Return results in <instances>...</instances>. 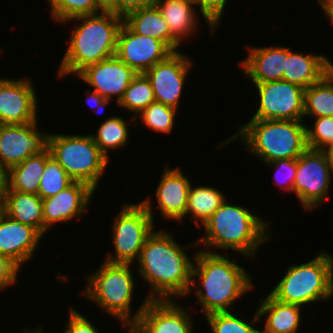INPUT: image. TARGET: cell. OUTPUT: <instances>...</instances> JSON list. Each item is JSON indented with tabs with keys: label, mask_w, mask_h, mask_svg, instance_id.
<instances>
[{
	"label": "cell",
	"mask_w": 333,
	"mask_h": 333,
	"mask_svg": "<svg viewBox=\"0 0 333 333\" xmlns=\"http://www.w3.org/2000/svg\"><path fill=\"white\" fill-rule=\"evenodd\" d=\"M173 237L164 228L154 230L141 249L136 268L150 288L148 300H178L189 291L194 259Z\"/></svg>",
	"instance_id": "obj_1"
},
{
	"label": "cell",
	"mask_w": 333,
	"mask_h": 333,
	"mask_svg": "<svg viewBox=\"0 0 333 333\" xmlns=\"http://www.w3.org/2000/svg\"><path fill=\"white\" fill-rule=\"evenodd\" d=\"M194 252L191 284L186 296L196 295L204 316L232 311L237 299L254 289L251 274L236 260H230L229 253L223 255L199 248Z\"/></svg>",
	"instance_id": "obj_2"
},
{
	"label": "cell",
	"mask_w": 333,
	"mask_h": 333,
	"mask_svg": "<svg viewBox=\"0 0 333 333\" xmlns=\"http://www.w3.org/2000/svg\"><path fill=\"white\" fill-rule=\"evenodd\" d=\"M253 212L248 206L235 205L227 199L200 227L205 229L203 237L187 244L186 249L201 248L211 253H220L219 249L226 253L232 250L247 259H257L258 248L269 241L272 233L270 222Z\"/></svg>",
	"instance_id": "obj_3"
},
{
	"label": "cell",
	"mask_w": 333,
	"mask_h": 333,
	"mask_svg": "<svg viewBox=\"0 0 333 333\" xmlns=\"http://www.w3.org/2000/svg\"><path fill=\"white\" fill-rule=\"evenodd\" d=\"M73 22L70 40L57 70V77L76 75L88 65L115 55L117 36L123 17L105 10L93 15L68 19Z\"/></svg>",
	"instance_id": "obj_4"
},
{
	"label": "cell",
	"mask_w": 333,
	"mask_h": 333,
	"mask_svg": "<svg viewBox=\"0 0 333 333\" xmlns=\"http://www.w3.org/2000/svg\"><path fill=\"white\" fill-rule=\"evenodd\" d=\"M236 139L264 164L297 159L308 148L304 121L250 119L239 124L236 133L216 146L221 148Z\"/></svg>",
	"instance_id": "obj_5"
},
{
	"label": "cell",
	"mask_w": 333,
	"mask_h": 333,
	"mask_svg": "<svg viewBox=\"0 0 333 333\" xmlns=\"http://www.w3.org/2000/svg\"><path fill=\"white\" fill-rule=\"evenodd\" d=\"M100 265L96 271L86 277V286L81 294L85 295L86 301L96 303L101 311L118 322H135L148 299L145 297L135 313H132L135 285H137L133 264L109 263L103 260Z\"/></svg>",
	"instance_id": "obj_6"
},
{
	"label": "cell",
	"mask_w": 333,
	"mask_h": 333,
	"mask_svg": "<svg viewBox=\"0 0 333 333\" xmlns=\"http://www.w3.org/2000/svg\"><path fill=\"white\" fill-rule=\"evenodd\" d=\"M269 294L283 303L300 306L333 297V254L322 250L310 261L289 265Z\"/></svg>",
	"instance_id": "obj_7"
},
{
	"label": "cell",
	"mask_w": 333,
	"mask_h": 333,
	"mask_svg": "<svg viewBox=\"0 0 333 333\" xmlns=\"http://www.w3.org/2000/svg\"><path fill=\"white\" fill-rule=\"evenodd\" d=\"M46 147L73 181L98 190L109 160L101 153L91 134L47 133Z\"/></svg>",
	"instance_id": "obj_8"
},
{
	"label": "cell",
	"mask_w": 333,
	"mask_h": 333,
	"mask_svg": "<svg viewBox=\"0 0 333 333\" xmlns=\"http://www.w3.org/2000/svg\"><path fill=\"white\" fill-rule=\"evenodd\" d=\"M151 196L137 203H124L112 224L114 255L109 252L104 261L134 264L148 236L155 230L154 206Z\"/></svg>",
	"instance_id": "obj_9"
},
{
	"label": "cell",
	"mask_w": 333,
	"mask_h": 333,
	"mask_svg": "<svg viewBox=\"0 0 333 333\" xmlns=\"http://www.w3.org/2000/svg\"><path fill=\"white\" fill-rule=\"evenodd\" d=\"M332 172L325 151L307 148L297 158L293 193L304 211H313L328 199Z\"/></svg>",
	"instance_id": "obj_10"
},
{
	"label": "cell",
	"mask_w": 333,
	"mask_h": 333,
	"mask_svg": "<svg viewBox=\"0 0 333 333\" xmlns=\"http://www.w3.org/2000/svg\"><path fill=\"white\" fill-rule=\"evenodd\" d=\"M252 84L259 104L251 119L303 121L304 88L284 80Z\"/></svg>",
	"instance_id": "obj_11"
},
{
	"label": "cell",
	"mask_w": 333,
	"mask_h": 333,
	"mask_svg": "<svg viewBox=\"0 0 333 333\" xmlns=\"http://www.w3.org/2000/svg\"><path fill=\"white\" fill-rule=\"evenodd\" d=\"M193 63L191 57L175 51L144 73L151 83L156 102L179 109Z\"/></svg>",
	"instance_id": "obj_12"
},
{
	"label": "cell",
	"mask_w": 333,
	"mask_h": 333,
	"mask_svg": "<svg viewBox=\"0 0 333 333\" xmlns=\"http://www.w3.org/2000/svg\"><path fill=\"white\" fill-rule=\"evenodd\" d=\"M32 79L0 77V125L26 124L38 120L37 92Z\"/></svg>",
	"instance_id": "obj_13"
},
{
	"label": "cell",
	"mask_w": 333,
	"mask_h": 333,
	"mask_svg": "<svg viewBox=\"0 0 333 333\" xmlns=\"http://www.w3.org/2000/svg\"><path fill=\"white\" fill-rule=\"evenodd\" d=\"M172 53L163 41L137 34L122 23L115 55L137 74L145 73Z\"/></svg>",
	"instance_id": "obj_14"
},
{
	"label": "cell",
	"mask_w": 333,
	"mask_h": 333,
	"mask_svg": "<svg viewBox=\"0 0 333 333\" xmlns=\"http://www.w3.org/2000/svg\"><path fill=\"white\" fill-rule=\"evenodd\" d=\"M36 122L0 125V170L5 173L46 146V134Z\"/></svg>",
	"instance_id": "obj_15"
},
{
	"label": "cell",
	"mask_w": 333,
	"mask_h": 333,
	"mask_svg": "<svg viewBox=\"0 0 333 333\" xmlns=\"http://www.w3.org/2000/svg\"><path fill=\"white\" fill-rule=\"evenodd\" d=\"M94 193L88 184L73 181L56 195L42 199L43 237L56 224L79 220L87 212Z\"/></svg>",
	"instance_id": "obj_16"
},
{
	"label": "cell",
	"mask_w": 333,
	"mask_h": 333,
	"mask_svg": "<svg viewBox=\"0 0 333 333\" xmlns=\"http://www.w3.org/2000/svg\"><path fill=\"white\" fill-rule=\"evenodd\" d=\"M137 73L116 55L88 65L76 76L105 99L117 104Z\"/></svg>",
	"instance_id": "obj_17"
},
{
	"label": "cell",
	"mask_w": 333,
	"mask_h": 333,
	"mask_svg": "<svg viewBox=\"0 0 333 333\" xmlns=\"http://www.w3.org/2000/svg\"><path fill=\"white\" fill-rule=\"evenodd\" d=\"M190 315L177 300H148L135 323L143 333H194Z\"/></svg>",
	"instance_id": "obj_18"
},
{
	"label": "cell",
	"mask_w": 333,
	"mask_h": 333,
	"mask_svg": "<svg viewBox=\"0 0 333 333\" xmlns=\"http://www.w3.org/2000/svg\"><path fill=\"white\" fill-rule=\"evenodd\" d=\"M164 167L155 189L157 208L163 219L176 220L180 223L185 219L188 192L193 182L178 166L176 168Z\"/></svg>",
	"instance_id": "obj_19"
},
{
	"label": "cell",
	"mask_w": 333,
	"mask_h": 333,
	"mask_svg": "<svg viewBox=\"0 0 333 333\" xmlns=\"http://www.w3.org/2000/svg\"><path fill=\"white\" fill-rule=\"evenodd\" d=\"M43 236L34 228L0 214V254L20 268L33 259Z\"/></svg>",
	"instance_id": "obj_20"
},
{
	"label": "cell",
	"mask_w": 333,
	"mask_h": 333,
	"mask_svg": "<svg viewBox=\"0 0 333 333\" xmlns=\"http://www.w3.org/2000/svg\"><path fill=\"white\" fill-rule=\"evenodd\" d=\"M247 57L239 62L242 74L253 83H264L283 79L286 65V47L247 46Z\"/></svg>",
	"instance_id": "obj_21"
},
{
	"label": "cell",
	"mask_w": 333,
	"mask_h": 333,
	"mask_svg": "<svg viewBox=\"0 0 333 333\" xmlns=\"http://www.w3.org/2000/svg\"><path fill=\"white\" fill-rule=\"evenodd\" d=\"M155 4L160 9L163 18L168 24L170 34L180 43L189 40L200 26L199 19L201 14L207 26H209L211 36L217 30L216 27L203 15L197 13L194 0H155ZM195 6V7H194ZM199 16V17H198ZM199 24V25H198ZM190 37V38H189Z\"/></svg>",
	"instance_id": "obj_22"
},
{
	"label": "cell",
	"mask_w": 333,
	"mask_h": 333,
	"mask_svg": "<svg viewBox=\"0 0 333 333\" xmlns=\"http://www.w3.org/2000/svg\"><path fill=\"white\" fill-rule=\"evenodd\" d=\"M329 58L324 54L295 52L286 47V65L283 79L306 89L328 73Z\"/></svg>",
	"instance_id": "obj_23"
},
{
	"label": "cell",
	"mask_w": 333,
	"mask_h": 333,
	"mask_svg": "<svg viewBox=\"0 0 333 333\" xmlns=\"http://www.w3.org/2000/svg\"><path fill=\"white\" fill-rule=\"evenodd\" d=\"M256 308L259 319L266 321L261 333L299 332L303 306L280 302L268 293Z\"/></svg>",
	"instance_id": "obj_24"
},
{
	"label": "cell",
	"mask_w": 333,
	"mask_h": 333,
	"mask_svg": "<svg viewBox=\"0 0 333 333\" xmlns=\"http://www.w3.org/2000/svg\"><path fill=\"white\" fill-rule=\"evenodd\" d=\"M50 157L51 153L45 146L38 153L10 167L4 173L2 191H20L38 195L40 180L46 161Z\"/></svg>",
	"instance_id": "obj_25"
},
{
	"label": "cell",
	"mask_w": 333,
	"mask_h": 333,
	"mask_svg": "<svg viewBox=\"0 0 333 333\" xmlns=\"http://www.w3.org/2000/svg\"><path fill=\"white\" fill-rule=\"evenodd\" d=\"M123 22L135 33L163 41L173 52L181 44L170 34L167 22L156 4L128 13Z\"/></svg>",
	"instance_id": "obj_26"
},
{
	"label": "cell",
	"mask_w": 333,
	"mask_h": 333,
	"mask_svg": "<svg viewBox=\"0 0 333 333\" xmlns=\"http://www.w3.org/2000/svg\"><path fill=\"white\" fill-rule=\"evenodd\" d=\"M3 213L13 220L34 227L43 236V203L35 194L2 191Z\"/></svg>",
	"instance_id": "obj_27"
},
{
	"label": "cell",
	"mask_w": 333,
	"mask_h": 333,
	"mask_svg": "<svg viewBox=\"0 0 333 333\" xmlns=\"http://www.w3.org/2000/svg\"><path fill=\"white\" fill-rule=\"evenodd\" d=\"M224 194L225 193L212 186H194L191 184L188 192L185 218L189 216V221L195 222L196 226L200 228L226 201L227 198Z\"/></svg>",
	"instance_id": "obj_28"
},
{
	"label": "cell",
	"mask_w": 333,
	"mask_h": 333,
	"mask_svg": "<svg viewBox=\"0 0 333 333\" xmlns=\"http://www.w3.org/2000/svg\"><path fill=\"white\" fill-rule=\"evenodd\" d=\"M129 121L121 116H117V114L116 116L113 115L100 124L96 133L91 134L101 153L108 160H110L109 152L116 151V149L118 150L119 148L121 149L129 143L128 140L131 135L129 129L131 128H129L130 126L128 125L134 123L133 127L135 128L136 118L132 116ZM131 121H133V123H131Z\"/></svg>",
	"instance_id": "obj_29"
},
{
	"label": "cell",
	"mask_w": 333,
	"mask_h": 333,
	"mask_svg": "<svg viewBox=\"0 0 333 333\" xmlns=\"http://www.w3.org/2000/svg\"><path fill=\"white\" fill-rule=\"evenodd\" d=\"M333 117V78L327 73L320 81L304 91V116Z\"/></svg>",
	"instance_id": "obj_30"
},
{
	"label": "cell",
	"mask_w": 333,
	"mask_h": 333,
	"mask_svg": "<svg viewBox=\"0 0 333 333\" xmlns=\"http://www.w3.org/2000/svg\"><path fill=\"white\" fill-rule=\"evenodd\" d=\"M153 102L155 97L151 83L144 73H139L133 78L116 105L133 113V117H137Z\"/></svg>",
	"instance_id": "obj_31"
},
{
	"label": "cell",
	"mask_w": 333,
	"mask_h": 333,
	"mask_svg": "<svg viewBox=\"0 0 333 333\" xmlns=\"http://www.w3.org/2000/svg\"><path fill=\"white\" fill-rule=\"evenodd\" d=\"M205 319L211 333H261V328L256 327L260 320L257 311L250 321L233 311L211 313Z\"/></svg>",
	"instance_id": "obj_32"
},
{
	"label": "cell",
	"mask_w": 333,
	"mask_h": 333,
	"mask_svg": "<svg viewBox=\"0 0 333 333\" xmlns=\"http://www.w3.org/2000/svg\"><path fill=\"white\" fill-rule=\"evenodd\" d=\"M177 111L174 107L155 101L135 117L136 126L139 125L137 120L140 119L144 128L147 127L152 132L170 134L176 124Z\"/></svg>",
	"instance_id": "obj_33"
},
{
	"label": "cell",
	"mask_w": 333,
	"mask_h": 333,
	"mask_svg": "<svg viewBox=\"0 0 333 333\" xmlns=\"http://www.w3.org/2000/svg\"><path fill=\"white\" fill-rule=\"evenodd\" d=\"M50 6V17L55 22L64 21L81 15H93L105 11L97 0H46Z\"/></svg>",
	"instance_id": "obj_34"
},
{
	"label": "cell",
	"mask_w": 333,
	"mask_h": 333,
	"mask_svg": "<svg viewBox=\"0 0 333 333\" xmlns=\"http://www.w3.org/2000/svg\"><path fill=\"white\" fill-rule=\"evenodd\" d=\"M72 182L73 180L61 165L54 158L50 157L46 161L40 180L38 196L41 199L52 197L68 187Z\"/></svg>",
	"instance_id": "obj_35"
},
{
	"label": "cell",
	"mask_w": 333,
	"mask_h": 333,
	"mask_svg": "<svg viewBox=\"0 0 333 333\" xmlns=\"http://www.w3.org/2000/svg\"><path fill=\"white\" fill-rule=\"evenodd\" d=\"M313 122V127L306 125L307 147L325 151L333 145V117H318Z\"/></svg>",
	"instance_id": "obj_36"
},
{
	"label": "cell",
	"mask_w": 333,
	"mask_h": 333,
	"mask_svg": "<svg viewBox=\"0 0 333 333\" xmlns=\"http://www.w3.org/2000/svg\"><path fill=\"white\" fill-rule=\"evenodd\" d=\"M264 165H267V168L276 169V174L273 177L275 185L279 186L284 192L293 193V183L297 171V159L275 160ZM279 174L282 178H280Z\"/></svg>",
	"instance_id": "obj_37"
},
{
	"label": "cell",
	"mask_w": 333,
	"mask_h": 333,
	"mask_svg": "<svg viewBox=\"0 0 333 333\" xmlns=\"http://www.w3.org/2000/svg\"><path fill=\"white\" fill-rule=\"evenodd\" d=\"M199 12L216 27L220 26L223 20V13L225 11L226 3L228 0H194Z\"/></svg>",
	"instance_id": "obj_38"
},
{
	"label": "cell",
	"mask_w": 333,
	"mask_h": 333,
	"mask_svg": "<svg viewBox=\"0 0 333 333\" xmlns=\"http://www.w3.org/2000/svg\"><path fill=\"white\" fill-rule=\"evenodd\" d=\"M69 317L63 333H100L95 325L77 309L69 307Z\"/></svg>",
	"instance_id": "obj_39"
},
{
	"label": "cell",
	"mask_w": 333,
	"mask_h": 333,
	"mask_svg": "<svg viewBox=\"0 0 333 333\" xmlns=\"http://www.w3.org/2000/svg\"><path fill=\"white\" fill-rule=\"evenodd\" d=\"M21 269L7 256L0 254V291L17 284Z\"/></svg>",
	"instance_id": "obj_40"
},
{
	"label": "cell",
	"mask_w": 333,
	"mask_h": 333,
	"mask_svg": "<svg viewBox=\"0 0 333 333\" xmlns=\"http://www.w3.org/2000/svg\"><path fill=\"white\" fill-rule=\"evenodd\" d=\"M155 4V0H116L115 14L123 18L130 12Z\"/></svg>",
	"instance_id": "obj_41"
},
{
	"label": "cell",
	"mask_w": 333,
	"mask_h": 333,
	"mask_svg": "<svg viewBox=\"0 0 333 333\" xmlns=\"http://www.w3.org/2000/svg\"><path fill=\"white\" fill-rule=\"evenodd\" d=\"M86 102L88 103V106L91 107L90 109L93 110L96 114L103 112L107 105L110 104L112 100L105 99L102 97L99 93L96 91L91 90L90 88H87V91H85Z\"/></svg>",
	"instance_id": "obj_42"
},
{
	"label": "cell",
	"mask_w": 333,
	"mask_h": 333,
	"mask_svg": "<svg viewBox=\"0 0 333 333\" xmlns=\"http://www.w3.org/2000/svg\"><path fill=\"white\" fill-rule=\"evenodd\" d=\"M325 15L329 17L331 26H333V0H317Z\"/></svg>",
	"instance_id": "obj_43"
},
{
	"label": "cell",
	"mask_w": 333,
	"mask_h": 333,
	"mask_svg": "<svg viewBox=\"0 0 333 333\" xmlns=\"http://www.w3.org/2000/svg\"><path fill=\"white\" fill-rule=\"evenodd\" d=\"M121 326L125 327L124 333H143V331L135 322L121 323Z\"/></svg>",
	"instance_id": "obj_44"
},
{
	"label": "cell",
	"mask_w": 333,
	"mask_h": 333,
	"mask_svg": "<svg viewBox=\"0 0 333 333\" xmlns=\"http://www.w3.org/2000/svg\"><path fill=\"white\" fill-rule=\"evenodd\" d=\"M98 3L105 9L115 13V1L116 0H97Z\"/></svg>",
	"instance_id": "obj_45"
},
{
	"label": "cell",
	"mask_w": 333,
	"mask_h": 333,
	"mask_svg": "<svg viewBox=\"0 0 333 333\" xmlns=\"http://www.w3.org/2000/svg\"><path fill=\"white\" fill-rule=\"evenodd\" d=\"M328 160H329V165L331 167V172L333 175V145L330 146L328 149L325 150Z\"/></svg>",
	"instance_id": "obj_46"
},
{
	"label": "cell",
	"mask_w": 333,
	"mask_h": 333,
	"mask_svg": "<svg viewBox=\"0 0 333 333\" xmlns=\"http://www.w3.org/2000/svg\"><path fill=\"white\" fill-rule=\"evenodd\" d=\"M22 331H23L22 333H44L41 325L39 327H37V329L34 328V329L30 330V329L26 328Z\"/></svg>",
	"instance_id": "obj_47"
},
{
	"label": "cell",
	"mask_w": 333,
	"mask_h": 333,
	"mask_svg": "<svg viewBox=\"0 0 333 333\" xmlns=\"http://www.w3.org/2000/svg\"><path fill=\"white\" fill-rule=\"evenodd\" d=\"M3 184H4V173L0 170V200H1Z\"/></svg>",
	"instance_id": "obj_48"
},
{
	"label": "cell",
	"mask_w": 333,
	"mask_h": 333,
	"mask_svg": "<svg viewBox=\"0 0 333 333\" xmlns=\"http://www.w3.org/2000/svg\"><path fill=\"white\" fill-rule=\"evenodd\" d=\"M328 73L332 76L333 78V62L331 59L328 61Z\"/></svg>",
	"instance_id": "obj_49"
},
{
	"label": "cell",
	"mask_w": 333,
	"mask_h": 333,
	"mask_svg": "<svg viewBox=\"0 0 333 333\" xmlns=\"http://www.w3.org/2000/svg\"><path fill=\"white\" fill-rule=\"evenodd\" d=\"M3 212L2 210V205H1V202H0V214Z\"/></svg>",
	"instance_id": "obj_50"
}]
</instances>
